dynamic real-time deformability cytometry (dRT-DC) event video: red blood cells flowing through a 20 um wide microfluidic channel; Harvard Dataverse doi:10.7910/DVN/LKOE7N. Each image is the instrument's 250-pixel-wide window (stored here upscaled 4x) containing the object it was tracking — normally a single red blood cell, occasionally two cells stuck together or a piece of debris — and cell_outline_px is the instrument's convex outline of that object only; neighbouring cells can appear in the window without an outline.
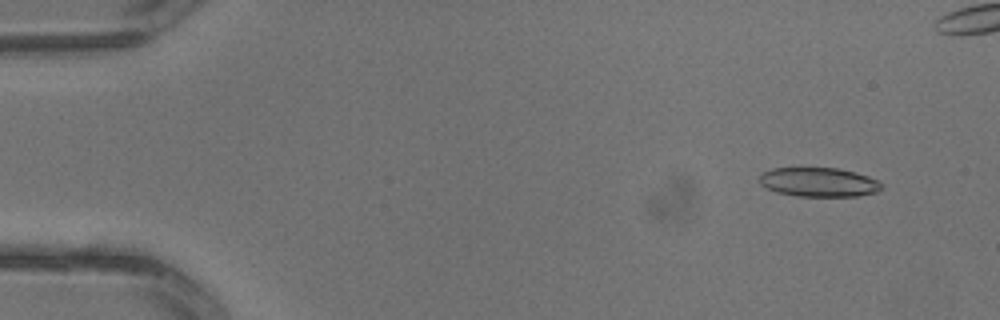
{"species": "common noctule bat (a hibernating species)", "species_latin": "Nyctalus noctula", "temperature_condition": "warm", "stored_images_in_passage": 3, "camera_frame_rate_fps": 3000, "um_per_image_px": 0.085, "animal": {"sex": "male", "body_mass_g": 13.3}, "frame": {"image": 1, "passage_image": 1, "time_ms": 0.0, "image_size_px": [1000, 320], "cell_outline_px": [[880, 188], [876, 192], [860, 196], [796, 196], [776, 192], [760, 184], [760, 172], [772, 168], [836, 168], [856, 172], [868, 176], [876, 180], [880, 184]], "centroid_in_image_um": [69.55, 15.48], "position_along_channel_um": 15.4, "area_um2": 20.69}}